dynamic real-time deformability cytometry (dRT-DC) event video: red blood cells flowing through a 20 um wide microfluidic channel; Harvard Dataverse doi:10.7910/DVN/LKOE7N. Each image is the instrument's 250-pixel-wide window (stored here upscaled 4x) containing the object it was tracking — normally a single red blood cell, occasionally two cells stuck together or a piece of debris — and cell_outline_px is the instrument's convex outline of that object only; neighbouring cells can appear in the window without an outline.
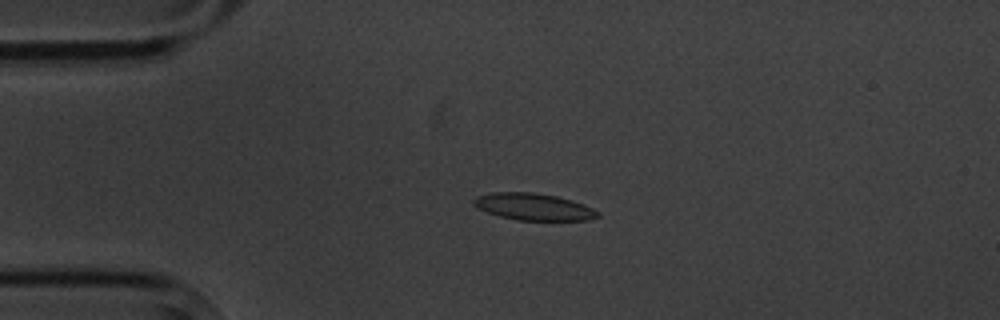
{"species": "common noctule bat (a hibernating species)", "species_latin": "Nyctalus noctula", "temperature_condition": "cold", "stored_images_in_passage": 5, "camera_frame_rate_fps": 3000, "um_per_image_px": 0.085, "animal": {"sex": "male", "body_mass_g": 20.1, "forearm_length_mm": 53.5}, "frame": {"image": 1, "passage_image": 4, "time_ms": 3.667, "image_size_px": [1000, 320], "cell_outline_px": [[600, 216], [588, 220], [516, 220], [500, 216], [488, 212], [472, 204], [472, 200], [476, 196], [492, 192], [532, 192], [556, 196], [572, 200], [584, 204], [600, 212]], "centroid_in_image_um": [45.37, 17.57], "position_along_channel_um": 39.6, "area_um2": 19.42}}